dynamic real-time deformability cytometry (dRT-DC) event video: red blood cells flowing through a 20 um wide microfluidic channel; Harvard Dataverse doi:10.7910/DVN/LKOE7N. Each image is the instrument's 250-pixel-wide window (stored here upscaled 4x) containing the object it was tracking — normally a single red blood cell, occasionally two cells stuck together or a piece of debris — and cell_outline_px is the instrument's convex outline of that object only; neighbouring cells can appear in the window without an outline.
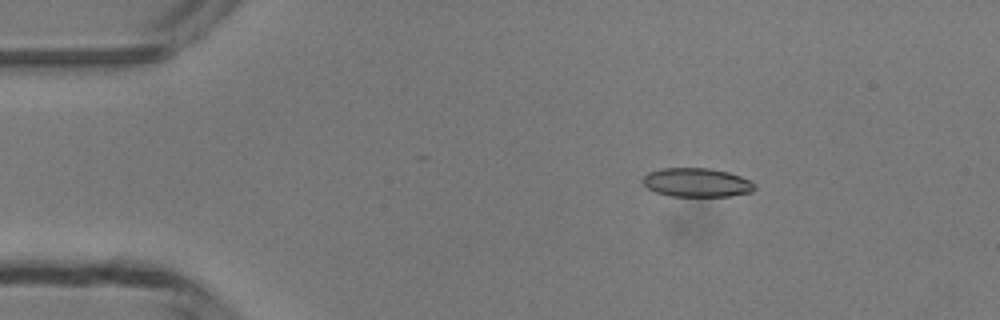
{"species": "common noctule bat (a hibernating species)", "species_latin": "Nyctalus noctula", "temperature_condition": "room temperature", "stored_images_in_passage": 48, "camera_frame_rate_fps": 3000, "um_per_image_px": 0.085, "animal": {"sex": "male", "body_mass_g": 13.3}, "frame": {"image": 1, "passage_image": 8, "time_ms": 2.333, "image_size_px": [1000, 320], "cell_outline_px": [[756, 188], [752, 192], [728, 196], [672, 196], [656, 192], [648, 188], [640, 180], [648, 172], [660, 168], [708, 168], [728, 172], [752, 180], [756, 184]], "centroid_in_image_um": [59.24, 15.51], "position_along_channel_um": 25.8, "area_um2": 18.96}}
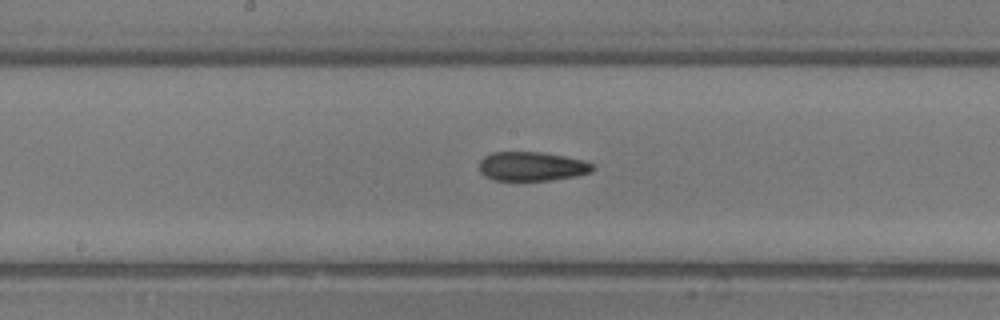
{"frame": {"image": 2, "passage_image": 25, "time_ms": 8.0, "image_size_px": [1000, 320], "cell_outline_px": [[596, 168], [592, 172], [576, 176], [548, 180], [492, 180], [484, 176], [480, 172], [480, 160], [484, 156], [492, 152], [544, 152], [584, 160], [592, 164]], "centroid_in_image_um": [45.21, 14.14], "position_along_channel_um": 203.0, "area_um2": 19.36}}
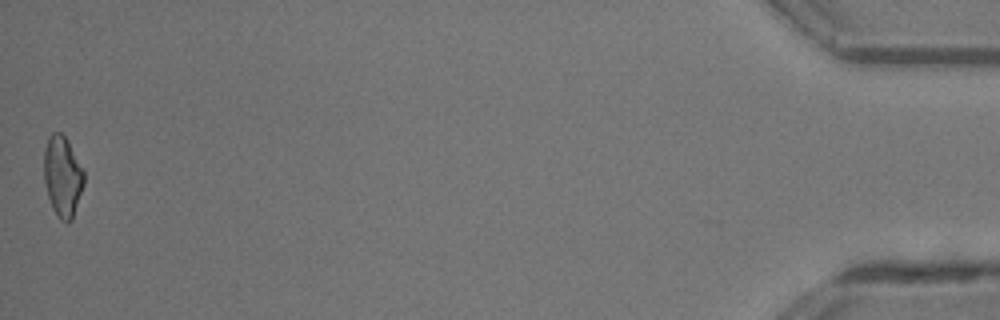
{"frame": {"image": 3, "passage_image": 48, "time_ms": 15.667, "image_size_px": [1000, 320], "cell_outline_px": [[84, 184], [72, 220], [68, 224], [60, 220], [52, 208], [48, 196], [44, 180], [44, 148], [48, 136], [52, 132], [60, 132], [68, 140], [84, 172]], "centroid_in_image_um": [5.31, 14.99], "position_along_channel_um": 429.9, "area_um2": 18.9}, "authors_computed_cell_mechanics": {"area_um2": 19.1896, "velocity_mm_per_s": 4.2923, "shape_relaxation_time_tau1_ms": null, "shape_relaxation_time_tau2_ms": 5.8971, "deformation_change_tau1": null, "deformation_change_tau2": 0.1577}}